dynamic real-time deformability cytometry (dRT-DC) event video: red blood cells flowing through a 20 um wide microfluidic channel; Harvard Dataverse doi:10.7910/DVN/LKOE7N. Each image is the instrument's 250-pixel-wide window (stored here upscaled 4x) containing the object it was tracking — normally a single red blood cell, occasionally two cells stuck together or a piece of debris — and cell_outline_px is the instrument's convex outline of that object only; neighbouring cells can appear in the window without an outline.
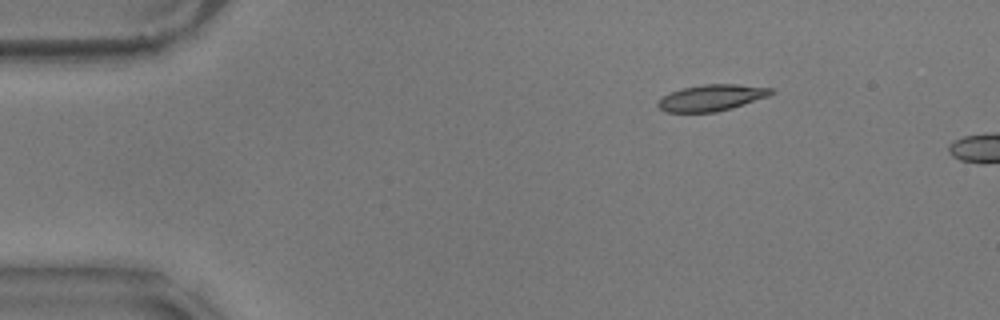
{"species": "common noctule bat (a hibernating species)", "species_latin": "Nyctalus noctula", "temperature_condition": "warm", "stored_images_in_passage": 5, "camera_frame_rate_fps": 3000, "um_per_image_px": 0.085, "animal": {"sex": "male", "body_mass_g": 17.9}, "frame": {"image": 1, "passage_image": 1, "time_ms": 0.0, "image_size_px": [1000, 320], "cell_outline_px": [[776, 92], [768, 96], [732, 108], [716, 112], [664, 112], [656, 104], [664, 96], [672, 92], [684, 88], [704, 84], [736, 84], [772, 88]], "centroid_in_image_um": [60.51, 8.31], "position_along_channel_um": 24.5, "area_um2": 17.17}}